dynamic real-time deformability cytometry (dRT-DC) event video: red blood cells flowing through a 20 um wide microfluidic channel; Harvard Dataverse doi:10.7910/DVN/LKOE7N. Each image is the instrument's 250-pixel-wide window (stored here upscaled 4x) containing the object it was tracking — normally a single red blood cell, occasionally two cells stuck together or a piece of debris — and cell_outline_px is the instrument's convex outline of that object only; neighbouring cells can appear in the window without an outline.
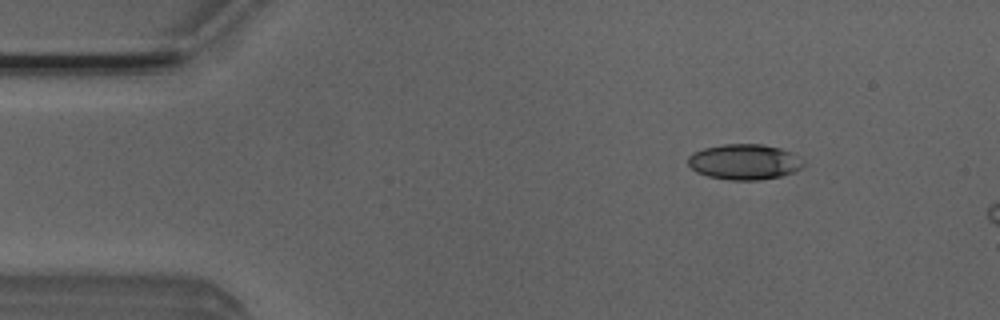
{"species": "Egyptian fruit bat (a non-hibernating species)", "species_latin": "Rousettus aegyptiacus", "temperature_condition": "room temperature", "stored_images_in_passage": 12, "camera_frame_rate_fps": 3000, "um_per_image_px": 0.085, "animal": {"sex": "male"}, "frame": {"image": 1, "passage_image": 7, "time_ms": 2.0, "image_size_px": [1000, 320], "cell_outline_px": [[804, 164], [796, 172], [780, 176], [760, 180], [732, 180], [708, 176], [696, 172], [688, 164], [688, 156], [704, 148], [724, 144], [760, 144], [780, 148], [792, 152]], "centroid_in_image_um": [63.27, 13.76], "position_along_channel_um": 21.7, "area_um2": 23.7}}